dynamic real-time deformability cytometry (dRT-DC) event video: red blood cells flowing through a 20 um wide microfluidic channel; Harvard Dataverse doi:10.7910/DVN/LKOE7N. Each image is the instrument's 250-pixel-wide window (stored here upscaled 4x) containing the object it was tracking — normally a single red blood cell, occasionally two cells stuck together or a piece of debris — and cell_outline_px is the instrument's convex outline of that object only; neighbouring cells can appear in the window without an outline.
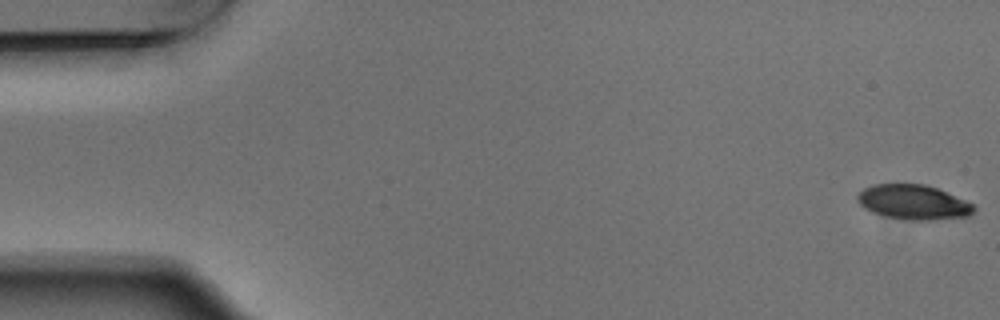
{"species": "Egyptian fruit bat (a non-hibernating species)", "species_latin": "Rousettus aegyptiacus", "temperature_condition": "warm", "stored_images_in_passage": 5, "camera_frame_rate_fps": 3000, "um_per_image_px": 0.085, "animal": {"sex": "male"}, "frame": {"image": 1, "passage_image": 1, "time_ms": 0.0, "image_size_px": [1000, 320], "cell_outline_px": [[976, 208], [968, 216], [928, 220], [912, 220], [884, 216], [872, 212], [864, 208], [856, 200], [856, 196], [864, 188], [872, 184], [924, 184], [936, 188], [964, 200], [972, 204]], "centroid_in_image_um": [77.58, 17.18], "position_along_channel_um": 7.4, "area_um2": 23.29}}
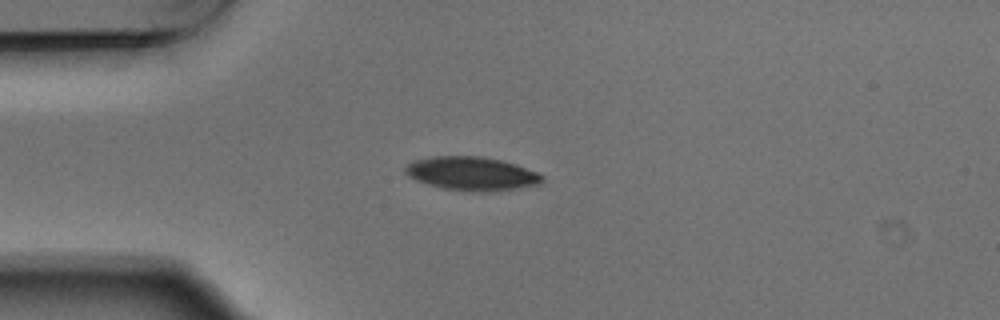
{"frame": {"image": 2, "passage_image": 4, "time_ms": 1.0, "image_size_px": [1000, 320], "cell_outline_px": [[544, 180], [536, 184], [492, 192], [476, 192], [440, 188], [416, 180], [408, 176], [404, 172], [404, 168], [408, 164], [416, 160], [432, 156], [480, 156], [500, 160], [516, 164], [536, 172], [544, 176]], "centroid_in_image_um": [40.06, 14.76], "position_along_channel_um": 44.9, "area_um2": 26.7}}
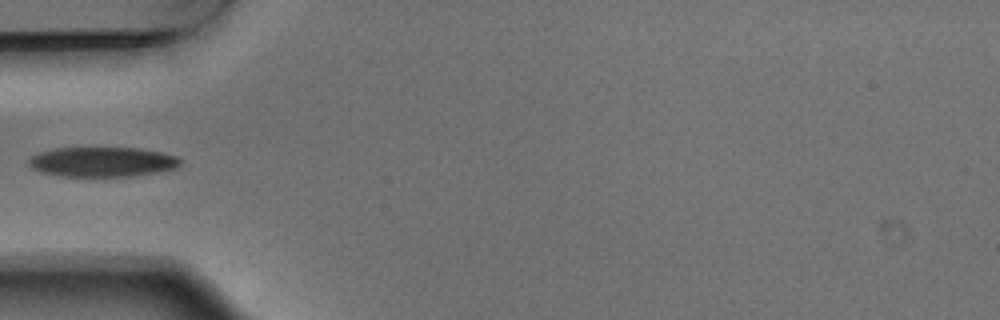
{"frame": {"image": 3, "passage_image": 5, "time_ms": 1.333, "image_size_px": [1000, 320], "cell_outline_px": [[180, 164], [176, 168], [160, 172], [136, 176], [60, 176], [44, 172], [32, 168], [28, 164], [28, 160], [32, 156], [40, 152], [56, 148], [136, 148], [160, 152], [176, 156], [180, 160]], "centroid_in_image_um": [8.71, 13.76], "position_along_channel_um": 76.3, "area_um2": 26.18}}